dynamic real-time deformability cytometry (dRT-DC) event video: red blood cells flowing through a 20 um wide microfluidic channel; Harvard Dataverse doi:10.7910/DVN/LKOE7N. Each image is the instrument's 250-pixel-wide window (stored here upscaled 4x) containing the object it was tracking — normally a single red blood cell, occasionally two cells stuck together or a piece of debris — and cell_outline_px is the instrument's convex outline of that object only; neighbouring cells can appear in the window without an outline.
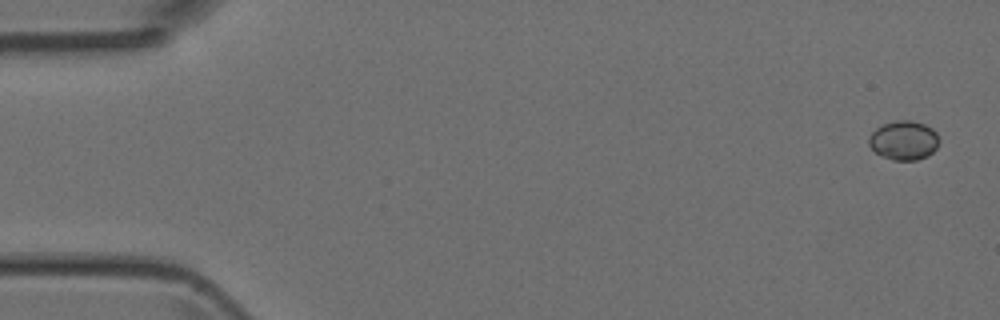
{"species": "Egyptian fruit bat (a non-hibernating species)", "species_latin": "Rousettus aegyptiacus", "temperature_condition": "room temperature", "stored_images_in_passage": 5, "camera_frame_rate_fps": 3000, "um_per_image_px": 0.085, "animal": {"sex": "female"}, "frame": {"image": 1, "passage_image": 1, "time_ms": 0.0, "image_size_px": [1000, 320], "cell_outline_px": [[940, 140], [936, 148], [928, 156], [916, 160], [892, 160], [876, 152], [868, 144], [868, 136], [876, 128], [884, 124], [896, 120], [912, 120], [924, 124], [932, 128], [936, 132]], "centroid_in_image_um": [76.83, 11.92], "position_along_channel_um": 8.2, "area_um2": 16.07}}